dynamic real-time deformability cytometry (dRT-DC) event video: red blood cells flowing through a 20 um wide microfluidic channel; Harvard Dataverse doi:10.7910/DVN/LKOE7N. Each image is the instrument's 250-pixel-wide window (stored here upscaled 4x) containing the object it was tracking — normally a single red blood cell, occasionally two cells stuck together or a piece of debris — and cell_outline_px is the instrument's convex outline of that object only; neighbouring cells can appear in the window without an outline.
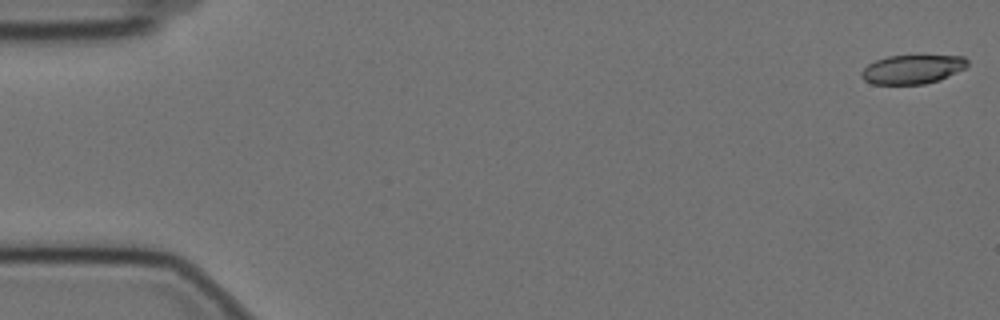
{"species": "Egyptian fruit bat (a non-hibernating species)", "species_latin": "Rousettus aegyptiacus", "temperature_condition": "cold", "stored_images_in_passage": 9, "camera_frame_rate_fps": 3000, "um_per_image_px": 0.085, "animal": {"sex": "female"}, "frame": {"image": 1, "passage_image": 1, "time_ms": 0.0, "image_size_px": [1000, 320], "cell_outline_px": [[968, 64], [964, 68], [940, 80], [924, 84], [872, 84], [864, 80], [860, 76], [860, 72], [868, 64], [876, 60], [888, 56], [964, 56], [968, 60]], "centroid_in_image_um": [77.52, 5.9], "position_along_channel_um": 7.5, "area_um2": 17.8}}